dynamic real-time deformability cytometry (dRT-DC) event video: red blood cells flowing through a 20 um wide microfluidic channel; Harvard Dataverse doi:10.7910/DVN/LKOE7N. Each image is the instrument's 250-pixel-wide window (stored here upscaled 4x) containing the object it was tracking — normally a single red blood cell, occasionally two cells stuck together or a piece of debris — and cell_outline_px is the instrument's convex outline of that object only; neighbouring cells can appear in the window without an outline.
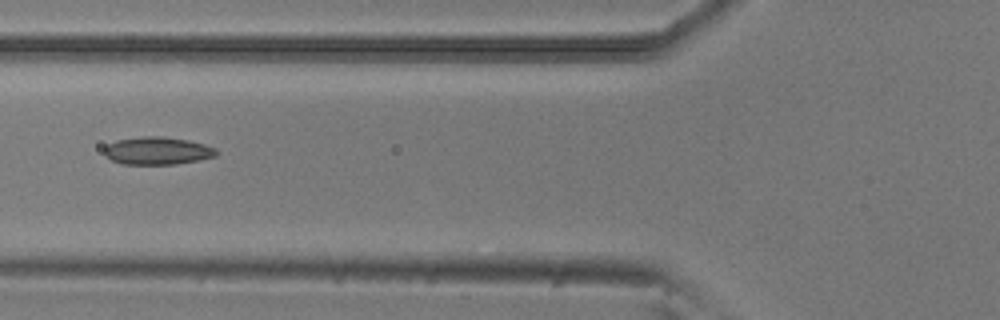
{"species": "common noctule bat (a hibernating species)", "species_latin": "Nyctalus noctula", "temperature_condition": "room temperature", "stored_images_in_passage": 7, "camera_frame_rate_fps": 3000, "um_per_image_px": 0.085, "animal": {"sex": "male", "body_mass_g": 20.5, "forearm_length_mm": 52.5}, "frame": {"image": 1, "passage_image": 6, "time_ms": 1.667, "image_size_px": [1000, 320], "cell_outline_px": [[216, 156], [176, 164], [124, 164], [112, 160], [104, 152], [104, 148], [108, 144], [116, 140], [144, 136], [160, 136], [188, 140], [204, 144], [216, 148]], "centroid_in_image_um": [13.37, 12.81], "position_along_channel_um": 112.4, "area_um2": 17.86}}
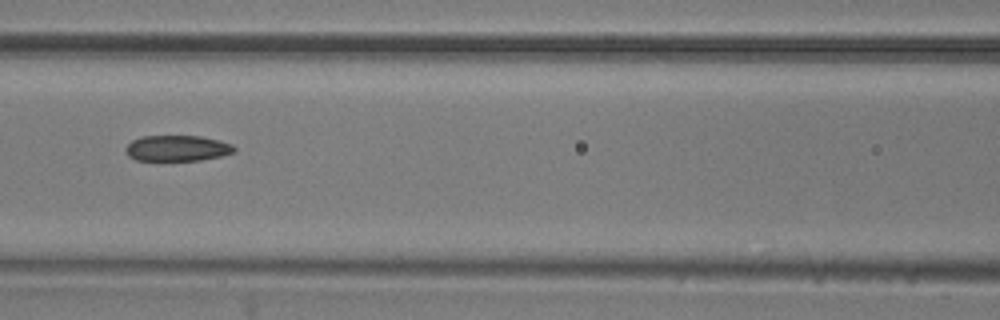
{"frame": {"image": 2, "passage_image": 7, "time_ms": 2.0, "image_size_px": [1000, 320], "cell_outline_px": [[236, 152], [220, 156], [200, 160], [136, 160], [128, 156], [124, 148], [132, 140], [140, 136], [200, 136], [220, 140], [232, 144], [236, 148]], "centroid_in_image_um": [15.07, 12.59], "position_along_channel_um": 151.5, "area_um2": 16.42}}